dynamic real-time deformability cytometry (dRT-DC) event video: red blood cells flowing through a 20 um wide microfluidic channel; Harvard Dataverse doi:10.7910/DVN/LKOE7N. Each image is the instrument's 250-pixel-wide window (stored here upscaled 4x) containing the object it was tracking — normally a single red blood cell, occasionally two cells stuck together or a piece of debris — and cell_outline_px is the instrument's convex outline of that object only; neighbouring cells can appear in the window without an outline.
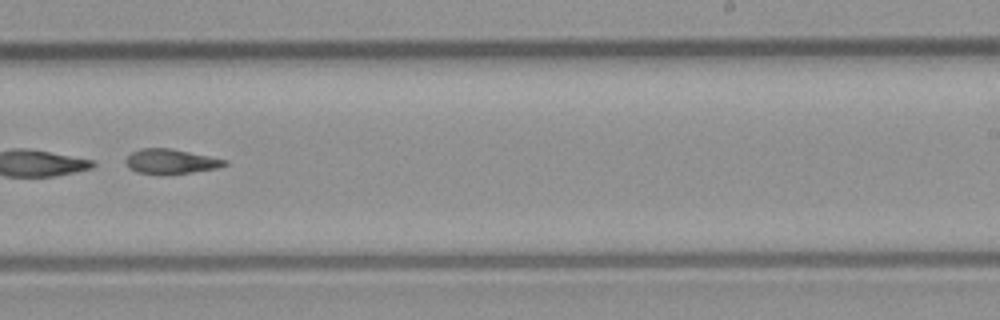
{"species": "common noctule bat (a hibernating species)", "species_latin": "Nyctalus noctula", "temperature_condition": "room temperature", "stored_images_in_passage": 48, "segment_of_instrument_passage": [2, 2], "camera_frame_rate_fps": 3000, "um_per_image_px": 0.085, "animal": {"sex": "male", "body_mass_g": 23.1, "forearm_length_mm": 52.7}, "frame": {"image": 1, "passage_image": 31, "time_ms": 10.0, "image_size_px": [1000, 320], "cell_outline_px": [[228, 164], [220, 168], [192, 172], [136, 172], [128, 168], [124, 160], [132, 152], [140, 148], [168, 148], [228, 160]], "centroid_in_image_um": [14.53, 13.69], "position_along_channel_um": 274.5, "area_um2": 13.76}}